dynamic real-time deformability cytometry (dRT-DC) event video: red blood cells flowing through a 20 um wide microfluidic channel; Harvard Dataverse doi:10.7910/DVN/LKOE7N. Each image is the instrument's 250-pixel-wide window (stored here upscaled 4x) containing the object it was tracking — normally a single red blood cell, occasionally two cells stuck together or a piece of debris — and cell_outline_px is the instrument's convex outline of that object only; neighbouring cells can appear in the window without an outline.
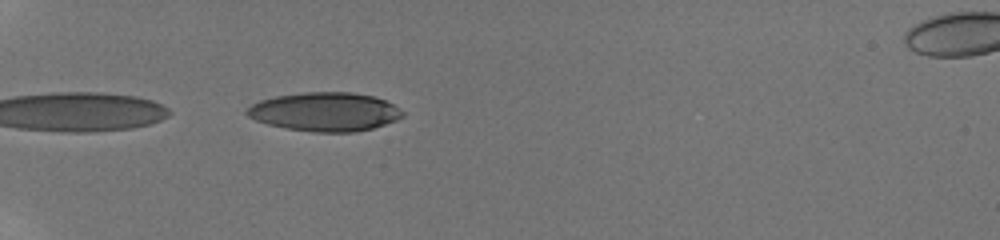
{"species": "human", "species_latin": "Homo sapiens", "temperature_condition": "room temperature", "stored_images_in_passage": 6, "camera_frame_rate_fps": 3000, "um_per_image_px": 0.085, "donor": {"sex": "male"}, "frame": {"image": 1, "passage_image": 1, "time_ms": 0.0, "image_size_px": [1000, 240], "cell_outline_px": [[404, 116], [396, 120], [372, 128], [356, 132], [312, 132], [288, 128], [268, 124], [256, 120], [248, 116], [244, 112], [252, 104], [260, 100], [276, 96], [304, 92], [352, 92], [372, 96], [384, 100], [392, 104], [404, 112]], "centroid_in_image_um": [27.61, 9.5], "position_along_channel_um": 57.4, "area_um2": 35.03}}
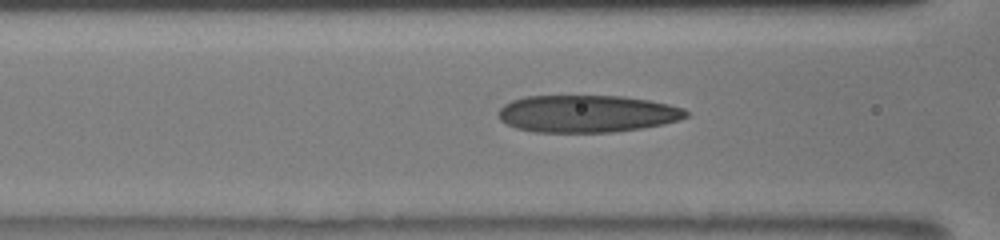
{"frame": {"image": 2, "passage_image": 4, "time_ms": 1.0, "image_size_px": [1000, 240], "cell_outline_px": [[688, 116], [664, 124], [640, 128], [612, 132], [536, 132], [516, 128], [500, 120], [496, 112], [504, 104], [512, 100], [524, 96], [624, 96], [648, 100], [668, 104], [684, 108], [688, 112]], "centroid_in_image_um": [49.86, 9.66], "position_along_channel_um": 116.7, "area_um2": 40.75}}